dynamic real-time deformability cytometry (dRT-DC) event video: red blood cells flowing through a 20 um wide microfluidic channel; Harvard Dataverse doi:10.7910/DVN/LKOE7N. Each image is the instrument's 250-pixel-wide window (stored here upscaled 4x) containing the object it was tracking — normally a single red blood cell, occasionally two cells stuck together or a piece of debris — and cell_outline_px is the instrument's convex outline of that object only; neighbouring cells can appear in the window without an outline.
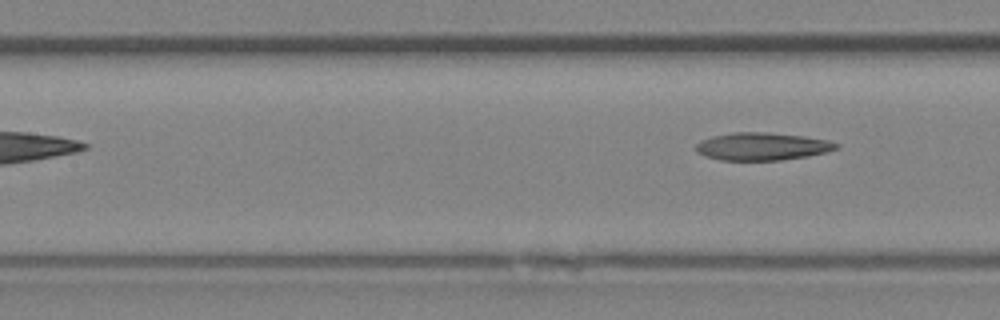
{"species": "Egyptian fruit bat (a non-hibernating species)", "species_latin": "Rousettus aegyptiacus", "temperature_condition": "room temperature", "stored_images_in_passage": 4, "camera_frame_rate_fps": 3000, "um_per_image_px": 0.085, "animal": {"sex": "female"}, "frame": {"image": 1, "passage_image": 4, "time_ms": 1.0, "image_size_px": [1000, 320], "cell_outline_px": [[840, 148], [828, 152], [808, 156], [780, 160], [720, 160], [696, 152], [696, 144], [700, 140], [712, 136], [732, 132], [768, 132], [804, 136], [828, 140], [840, 144]], "centroid_in_image_um": [64.82, 12.44], "position_along_channel_um": 142.6, "area_um2": 22.77}}